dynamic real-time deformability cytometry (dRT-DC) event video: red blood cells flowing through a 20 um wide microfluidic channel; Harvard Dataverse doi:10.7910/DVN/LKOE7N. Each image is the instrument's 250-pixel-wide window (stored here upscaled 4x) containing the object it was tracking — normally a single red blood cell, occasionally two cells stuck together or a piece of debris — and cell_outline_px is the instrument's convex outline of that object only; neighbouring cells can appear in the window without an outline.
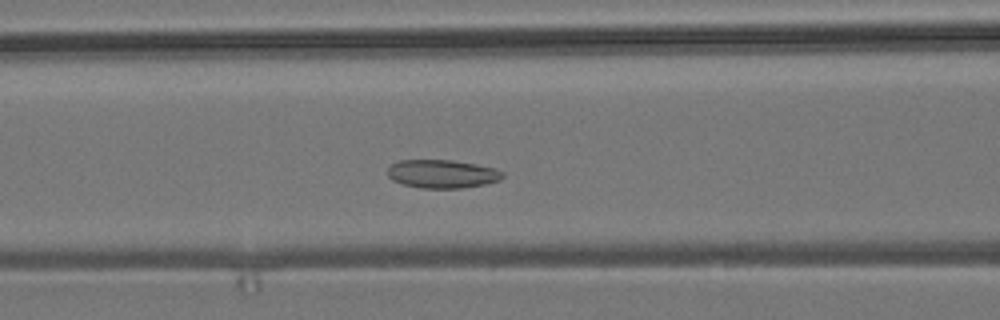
{"species": "common noctule bat (a hibernating species)", "species_latin": "Nyctalus noctula", "temperature_condition": "room temperature", "stored_images_in_passage": 51, "camera_frame_rate_fps": 3000, "um_per_image_px": 0.085, "animal": {"sex": "male", "body_mass_g": 19.2, "forearm_length_mm": 51.8}, "frame": {"image": 1, "passage_image": 19, "time_ms": 6.0, "image_size_px": [1000, 320], "cell_outline_px": [[504, 176], [500, 180], [484, 184], [460, 188], [420, 188], [404, 184], [392, 180], [388, 176], [388, 168], [392, 164], [400, 160], [452, 160], [476, 164], [496, 168], [504, 172]], "centroid_in_image_um": [37.61, 14.78], "position_along_channel_um": 129.0, "area_um2": 19.02}}
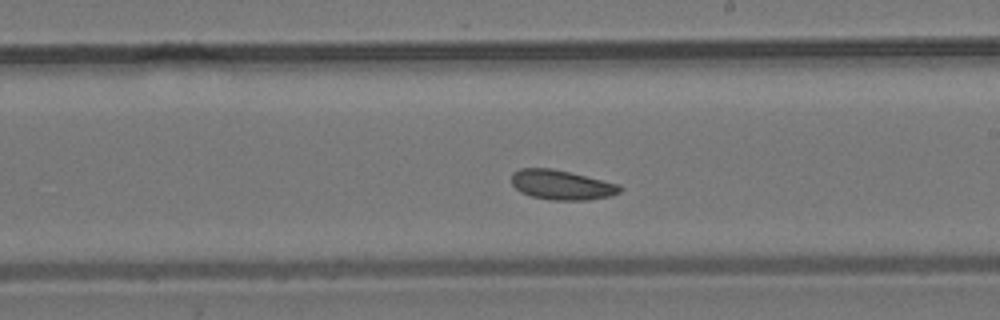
{"frame": {"image": 2, "passage_image": 28, "time_ms": 9.0, "image_size_px": [1000, 320], "cell_outline_px": [[624, 188], [620, 192], [612, 196], [588, 200], [552, 200], [532, 196], [520, 192], [512, 184], [512, 172], [520, 168], [552, 168], [620, 184]], "centroid_in_image_um": [47.76, 15.72], "position_along_channel_um": 241.2, "area_um2": 18.84}}
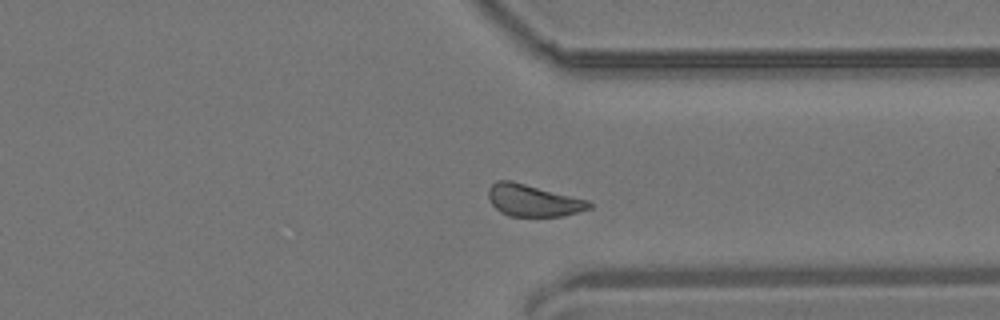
{"frame": {"image": 3, "passage_image": 38, "time_ms": 12.333, "image_size_px": [1000, 320], "cell_outline_px": [[592, 208], [564, 216], [508, 216], [500, 212], [492, 204], [488, 196], [488, 188], [496, 180], [512, 180], [588, 200], [592, 204]], "centroid_in_image_um": [45.31, 17.03], "position_along_channel_um": 366.1, "area_um2": 18.84}, "authors_computed_cell_mechanics": {"area_um2": 19.3052, "velocity_mm_per_s": 3.7533, "shape_relaxation_time_tau1_ms": null, "shape_relaxation_time_tau2_ms": 7.0667, "deformation_change_tau1": null, "deformation_change_tau2": 0.1271}}